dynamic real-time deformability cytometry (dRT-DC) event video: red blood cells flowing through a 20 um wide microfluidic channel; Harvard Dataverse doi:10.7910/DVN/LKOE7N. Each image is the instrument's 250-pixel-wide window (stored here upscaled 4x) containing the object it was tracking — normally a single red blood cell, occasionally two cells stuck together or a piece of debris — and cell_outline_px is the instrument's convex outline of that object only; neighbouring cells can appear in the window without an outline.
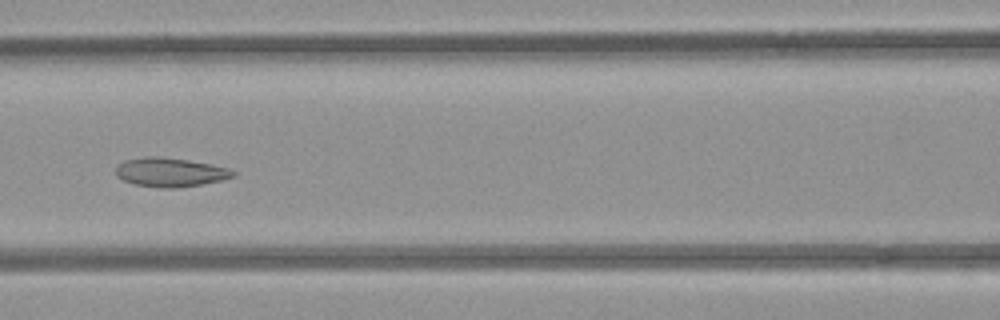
{"species": "common noctule bat (a hibernating species)", "species_latin": "Nyctalus noctula", "temperature_condition": "room temperature", "stored_images_in_passage": 7, "camera_frame_rate_fps": 3000, "um_per_image_px": 0.085, "animal": {"sex": "female", "body_mass_g": 21.9}, "frame": {"image": 1, "passage_image": 7, "time_ms": 7.0, "image_size_px": [1000, 320], "cell_outline_px": [[236, 176], [220, 180], [200, 184], [176, 188], [160, 188], [136, 184], [124, 180], [116, 176], [116, 164], [124, 160], [144, 156], [160, 156], [188, 160], [212, 164], [228, 168], [236, 172]], "centroid_in_image_um": [14.44, 14.62], "position_along_channel_um": 152.2, "area_um2": 19.88}}